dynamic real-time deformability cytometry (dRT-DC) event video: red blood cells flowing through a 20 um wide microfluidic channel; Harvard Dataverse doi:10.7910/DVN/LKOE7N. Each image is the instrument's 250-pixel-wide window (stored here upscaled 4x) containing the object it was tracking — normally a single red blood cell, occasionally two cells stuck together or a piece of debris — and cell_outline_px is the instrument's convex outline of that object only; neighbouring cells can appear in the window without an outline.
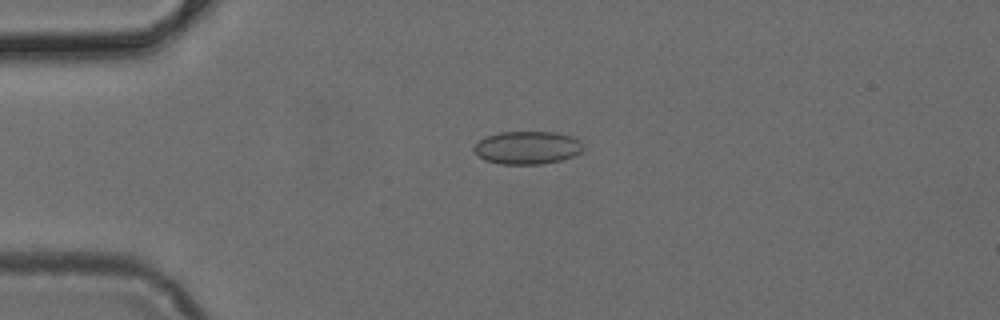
{"species": "common noctule bat (a hibernating species)", "species_latin": "Nyctalus noctula", "temperature_condition": "cold", "stored_images_in_passage": 4, "camera_frame_rate_fps": 3000, "um_per_image_px": 0.085, "animal": {"sex": "female", "body_mass_g": 24.6, "forearm_length_mm": 56.2}, "frame": {"image": 1, "passage_image": 3, "time_ms": 0.667, "image_size_px": [1000, 320], "cell_outline_px": [[584, 148], [580, 152], [572, 156], [560, 160], [544, 164], [500, 164], [484, 160], [472, 148], [484, 136], [500, 132], [556, 132], [572, 136], [580, 140]], "centroid_in_image_um": [44.82, 12.54], "position_along_channel_um": 40.2, "area_um2": 21.04}}